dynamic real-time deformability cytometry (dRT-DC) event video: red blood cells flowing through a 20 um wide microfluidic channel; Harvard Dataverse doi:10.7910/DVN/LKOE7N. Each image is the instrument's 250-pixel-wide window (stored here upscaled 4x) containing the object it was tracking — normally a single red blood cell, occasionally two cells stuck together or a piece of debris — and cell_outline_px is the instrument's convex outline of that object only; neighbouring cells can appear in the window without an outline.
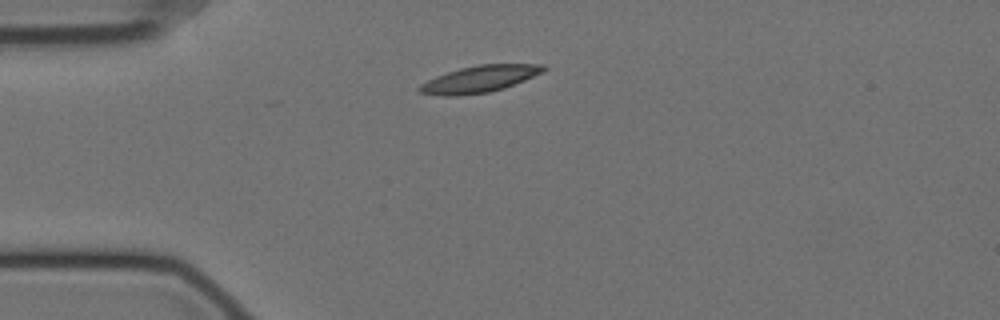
{"species": "Egyptian fruit bat (a non-hibernating species)", "species_latin": "Rousettus aegyptiacus", "temperature_condition": "cold", "stored_images_in_passage": 29, "camera_frame_rate_fps": 3000, "um_per_image_px": 0.085, "animal": {"sex": "female"}, "frame": {"image": 1, "passage_image": 1, "time_ms": 0.0, "image_size_px": [1000, 320], "cell_outline_px": [[548, 68], [544, 72], [504, 88], [488, 92], [456, 96], [444, 96], [420, 92], [416, 88], [420, 84], [436, 76], [460, 68], [480, 64], [544, 64]], "centroid_in_image_um": [40.78, 6.71], "position_along_channel_um": 44.2, "area_um2": 19.25}}
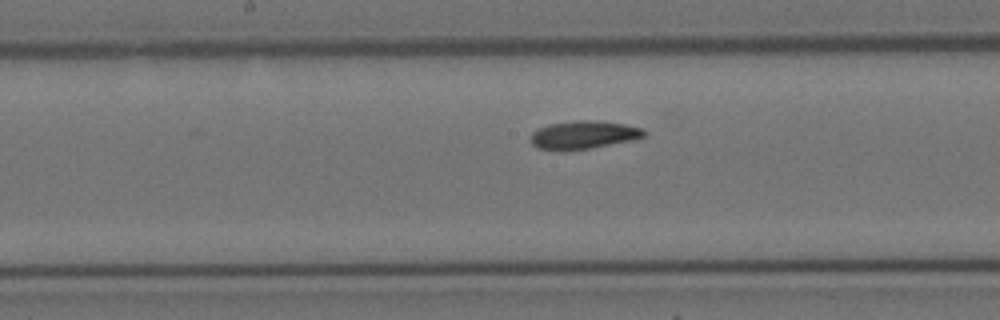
{"frame": {"image": 2, "passage_image": 16, "time_ms": 5.0, "image_size_px": [1000, 320], "cell_outline_px": [[648, 132], [644, 136], [632, 140], [588, 148], [564, 152], [560, 152], [536, 148], [532, 144], [532, 132], [548, 124], [576, 120], [600, 120], [624, 124], [640, 128]], "centroid_in_image_um": [49.57, 11.47], "position_along_channel_um": 198.6, "area_um2": 18.73}}
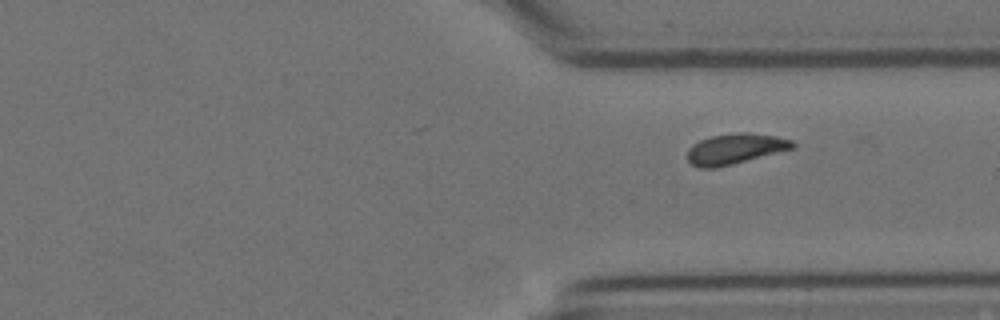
{"frame": {"image": 3, "passage_image": 29, "time_ms": 9.333, "image_size_px": [1000, 320], "cell_outline_px": [[796, 144], [792, 148], [732, 164], [716, 168], [700, 168], [692, 164], [688, 160], [688, 148], [692, 144], [700, 140], [712, 136], [736, 132], [748, 132], [776, 136], [792, 140]], "centroid_in_image_um": [62.45, 12.64], "position_along_channel_um": 348.9, "area_um2": 18.5}}